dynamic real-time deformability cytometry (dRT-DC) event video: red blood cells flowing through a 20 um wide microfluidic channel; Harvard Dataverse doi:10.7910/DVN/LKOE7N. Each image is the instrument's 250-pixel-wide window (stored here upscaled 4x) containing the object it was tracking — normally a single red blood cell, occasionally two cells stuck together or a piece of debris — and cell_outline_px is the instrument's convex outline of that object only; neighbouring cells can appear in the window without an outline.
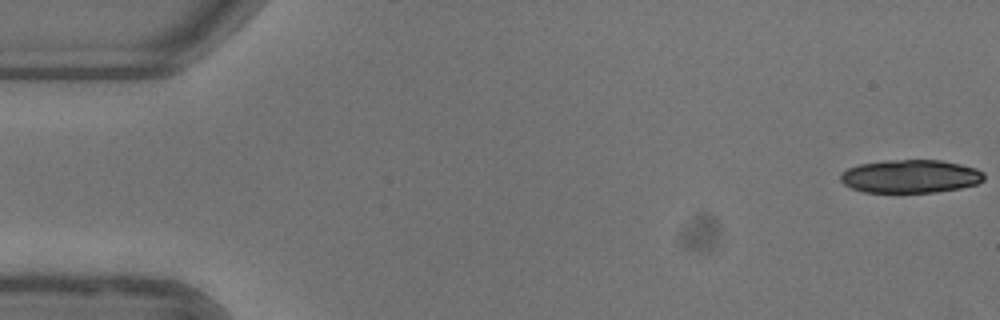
{"species": "common noctule bat (a hibernating species)", "species_latin": "Nyctalus noctula", "temperature_condition": "warm", "stored_images_in_passage": 29, "camera_frame_rate_fps": 3000, "um_per_image_px": 0.085, "animal": {"sex": "female"}, "frame": {"image": 1, "passage_image": 1, "time_ms": 0.0, "image_size_px": [1000, 320], "cell_outline_px": [[984, 180], [976, 184], [960, 188], [936, 192], [900, 196], [864, 192], [852, 188], [844, 184], [840, 180], [840, 172], [848, 168], [860, 164], [888, 160], [940, 160], [960, 164], [976, 168], [984, 172]], "centroid_in_image_um": [77.35, 15.04], "position_along_channel_um": 7.6, "area_um2": 28.84}}
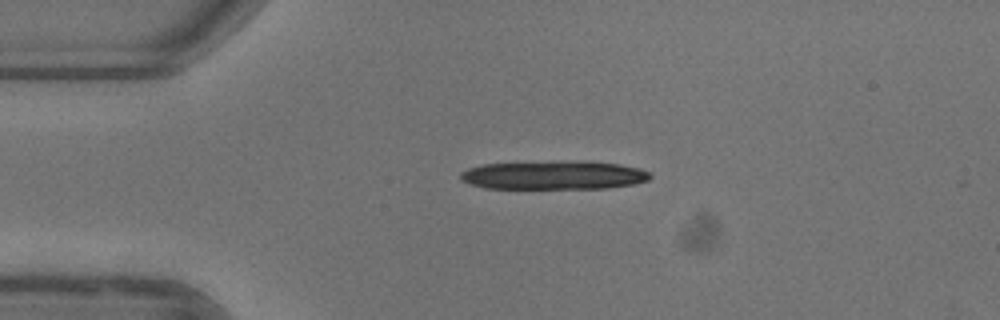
{"frame": {"image": 2, "passage_image": 12, "time_ms": 3.667, "image_size_px": [1000, 320], "cell_outline_px": [[652, 176], [648, 180], [632, 184], [608, 188], [484, 188], [460, 180], [460, 172], [468, 168], [480, 164], [552, 160], [620, 164], [640, 168], [648, 172]], "centroid_in_image_um": [47.01, 14.87], "position_along_channel_um": 38.0, "area_um2": 31.85}}